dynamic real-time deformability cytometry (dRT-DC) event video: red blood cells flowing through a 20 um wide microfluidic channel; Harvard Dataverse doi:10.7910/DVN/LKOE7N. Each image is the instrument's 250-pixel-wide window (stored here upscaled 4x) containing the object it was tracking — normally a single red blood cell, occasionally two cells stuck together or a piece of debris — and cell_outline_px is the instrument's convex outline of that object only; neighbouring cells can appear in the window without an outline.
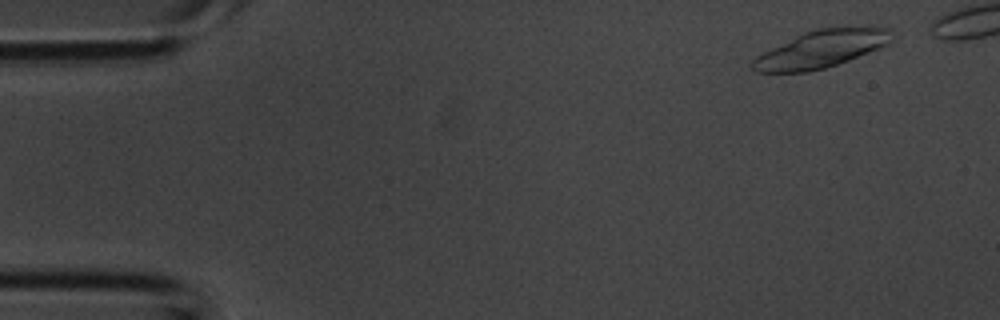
{"species": "common noctule bat (a hibernating species)", "species_latin": "Nyctalus noctula", "temperature_condition": "room temperature", "stored_images_in_passage": 4, "camera_frame_rate_fps": 3000, "um_per_image_px": 0.085, "animal": {"sex": "male", "body_mass_g": 20.1, "forearm_length_mm": 53.5}, "frame": {"image": 1, "passage_image": 1, "time_ms": 0.0, "image_size_px": [1000, 320], "cell_outline_px": [[892, 40], [888, 44], [880, 48], [848, 60], [824, 68], [808, 72], [756, 72], [748, 64], [756, 56], [804, 32], [820, 28], [888, 28]], "centroid_in_image_um": [69.74, 4.2], "position_along_channel_um": 15.3, "area_um2": 29.59}}